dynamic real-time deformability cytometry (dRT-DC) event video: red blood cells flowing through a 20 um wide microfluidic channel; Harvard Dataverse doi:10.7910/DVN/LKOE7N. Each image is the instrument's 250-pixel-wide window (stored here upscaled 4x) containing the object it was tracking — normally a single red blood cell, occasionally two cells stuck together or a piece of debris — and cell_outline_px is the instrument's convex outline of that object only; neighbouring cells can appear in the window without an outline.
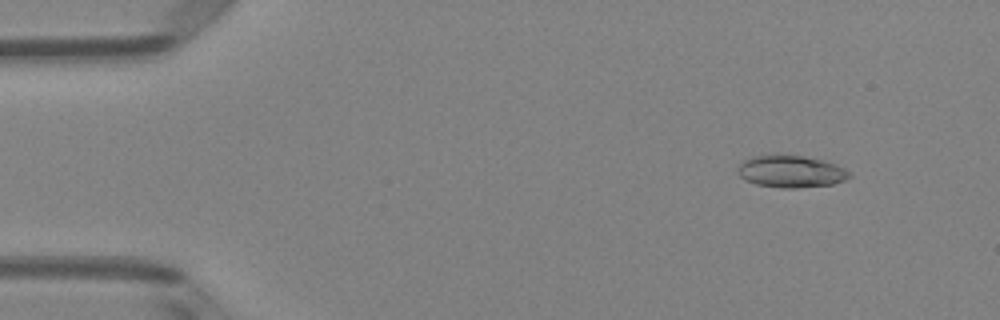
{"species": "Egyptian fruit bat (a non-hibernating species)", "species_latin": "Rousettus aegyptiacus", "temperature_condition": "room temperature", "stored_images_in_passage": 50, "camera_frame_rate_fps": 3000, "um_per_image_px": 0.085, "animal": {"sex": "female"}, "frame": {"image": 1, "passage_image": 5, "time_ms": 1.333, "image_size_px": [1000, 320], "cell_outline_px": [[852, 176], [844, 180], [832, 184], [796, 188], [780, 188], [756, 184], [740, 176], [736, 172], [740, 164], [744, 160], [752, 156], [804, 156], [824, 160], [844, 168], [852, 172]], "centroid_in_image_um": [67.26, 14.59], "position_along_channel_um": 17.7, "area_um2": 20.63}}
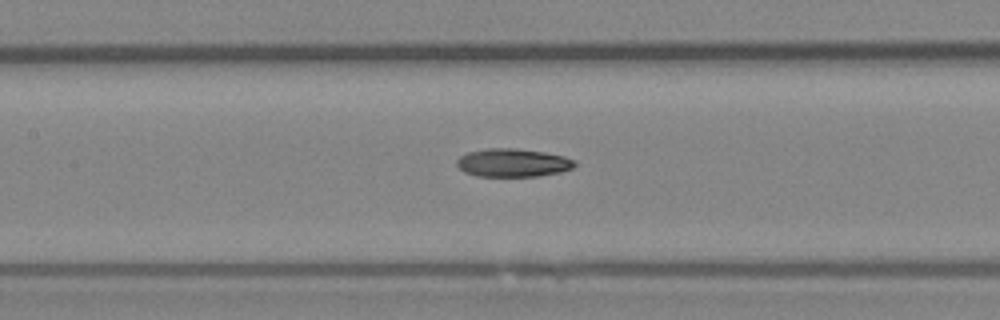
{"frame": {"image": 2, "passage_image": 23, "time_ms": 7.333, "image_size_px": [1000, 320], "cell_outline_px": [[576, 164], [572, 168], [560, 172], [540, 176], [476, 176], [464, 172], [456, 164], [456, 160], [460, 156], [468, 152], [488, 148], [516, 148], [544, 152], [564, 156], [576, 160]], "centroid_in_image_um": [43.59, 13.83], "position_along_channel_um": 163.8, "area_um2": 19.48}}
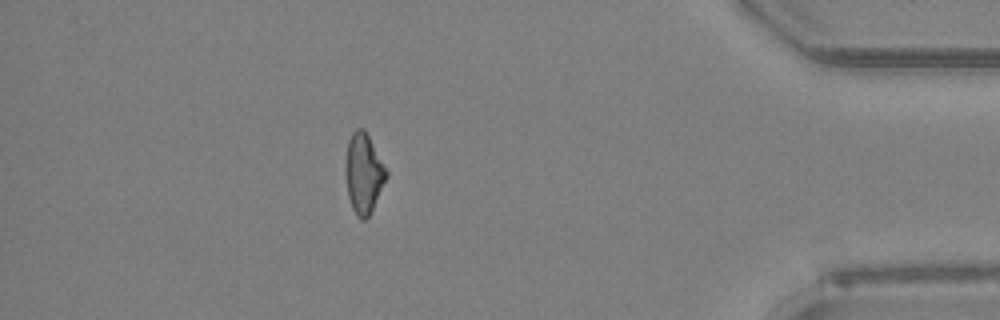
{"frame": {"image": 3, "passage_image": 44, "time_ms": 14.333, "image_size_px": [1000, 320], "cell_outline_px": [[388, 176], [368, 216], [364, 220], [360, 220], [356, 216], [352, 208], [348, 196], [344, 164], [348, 140], [352, 132], [356, 128], [364, 128], [388, 172]], "centroid_in_image_um": [30.88, 14.72], "position_along_channel_um": 404.3, "area_um2": 18.96}, "authors_computed_cell_mechanics": {"area_um2": 19.5364, "velocity_mm_per_s": 4.0688, "shape_relaxation_time_tau1_ms": 3.5432, "shape_relaxation_time_tau2_ms": 7.2274, "deformation_change_tau1": 0.1379, "deformation_change_tau2": 0.1684}}